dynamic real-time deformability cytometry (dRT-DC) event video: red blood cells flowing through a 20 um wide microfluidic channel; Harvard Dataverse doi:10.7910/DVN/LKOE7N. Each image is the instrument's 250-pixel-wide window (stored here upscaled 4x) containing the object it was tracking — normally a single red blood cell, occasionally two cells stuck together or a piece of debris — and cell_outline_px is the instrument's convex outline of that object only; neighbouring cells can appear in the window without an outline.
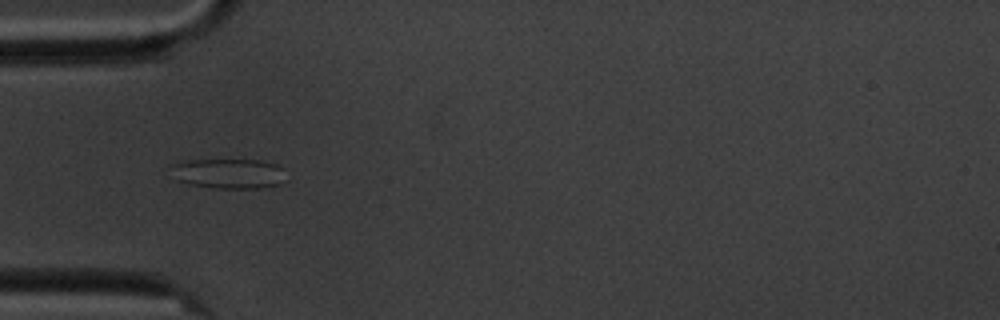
{"species": "common noctule bat (a hibernating species)", "species_latin": "Nyctalus noctula", "temperature_condition": "cold", "stored_images_in_passage": 7, "camera_frame_rate_fps": 3000, "um_per_image_px": 0.085, "animal": {"sex": "male", "body_mass_g": 20.1, "forearm_length_mm": 53.5}, "frame": {"image": 1, "passage_image": 5, "time_ms": 4.667, "image_size_px": [1000, 320], "cell_outline_px": [[288, 180], [280, 184], [260, 188], [216, 188], [188, 184], [176, 180], [168, 164], [176, 160], [260, 160], [276, 164], [284, 168]], "centroid_in_image_um": [19.43, 14.74], "position_along_channel_um": 65.6, "area_um2": 20.69}}
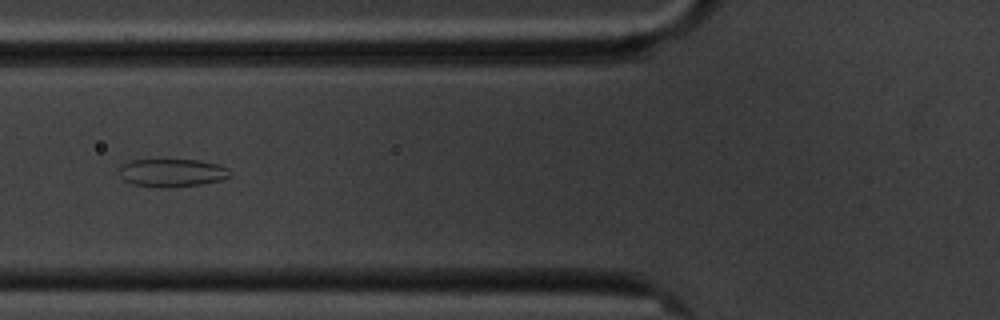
{"frame": {"image": 2, "passage_image": 6, "time_ms": 6.0, "image_size_px": [1000, 320], "cell_outline_px": [[232, 176], [220, 180], [200, 184], [168, 188], [160, 188], [132, 184], [124, 180], [120, 176], [120, 168], [128, 160], [200, 160], [220, 164], [228, 168], [232, 172]], "centroid_in_image_um": [14.66, 14.69], "position_along_channel_um": 111.1, "area_um2": 18.26}}